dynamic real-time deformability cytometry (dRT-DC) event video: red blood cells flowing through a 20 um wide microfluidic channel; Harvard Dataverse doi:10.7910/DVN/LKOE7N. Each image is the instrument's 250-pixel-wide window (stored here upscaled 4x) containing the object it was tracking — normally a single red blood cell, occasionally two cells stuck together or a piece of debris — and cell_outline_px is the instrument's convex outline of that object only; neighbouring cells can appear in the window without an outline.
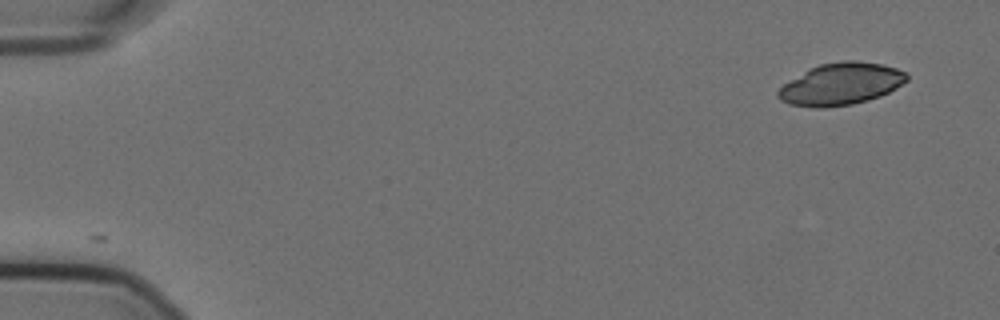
{"species": "Egyptian fruit bat (a non-hibernating species)", "species_latin": "Rousettus aegyptiacus", "temperature_condition": "cold", "stored_images_in_passage": 54, "camera_frame_rate_fps": 3000, "um_per_image_px": 0.085, "animal": {"sex": "female"}, "frame": {"image": 1, "passage_image": 1, "time_ms": 0.0, "image_size_px": [1000, 320], "cell_outline_px": [[908, 80], [888, 92], [880, 96], [868, 100], [852, 104], [824, 108], [816, 108], [788, 104], [780, 100], [776, 96], [776, 92], [784, 84], [808, 68], [820, 64], [844, 60], [856, 60], [880, 64], [896, 68], [908, 72]], "centroid_in_image_um": [71.46, 7.14], "position_along_channel_um": 13.5, "area_um2": 31.62}}
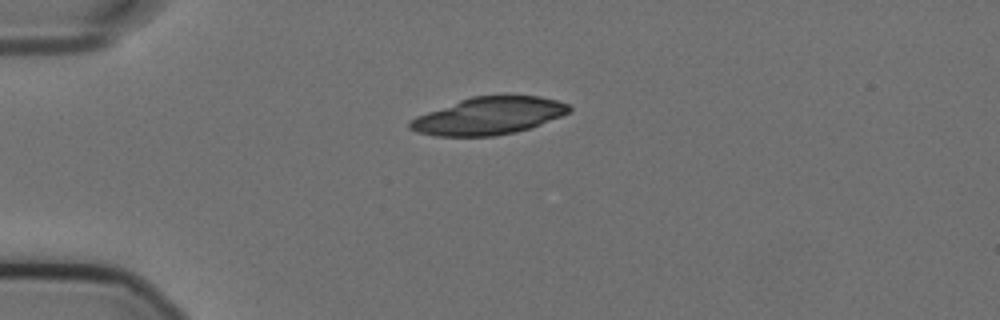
{"frame": {"image": 2, "passage_image": 12, "time_ms": 3.667, "image_size_px": [1000, 320], "cell_outline_px": [[572, 108], [568, 112], [560, 116], [540, 124], [516, 132], [496, 136], [436, 136], [416, 132], [408, 128], [408, 120], [416, 116], [460, 100], [472, 96], [540, 96], [556, 100], [568, 104]], "centroid_in_image_um": [41.49, 9.86], "position_along_channel_um": 43.5, "area_um2": 34.45}}